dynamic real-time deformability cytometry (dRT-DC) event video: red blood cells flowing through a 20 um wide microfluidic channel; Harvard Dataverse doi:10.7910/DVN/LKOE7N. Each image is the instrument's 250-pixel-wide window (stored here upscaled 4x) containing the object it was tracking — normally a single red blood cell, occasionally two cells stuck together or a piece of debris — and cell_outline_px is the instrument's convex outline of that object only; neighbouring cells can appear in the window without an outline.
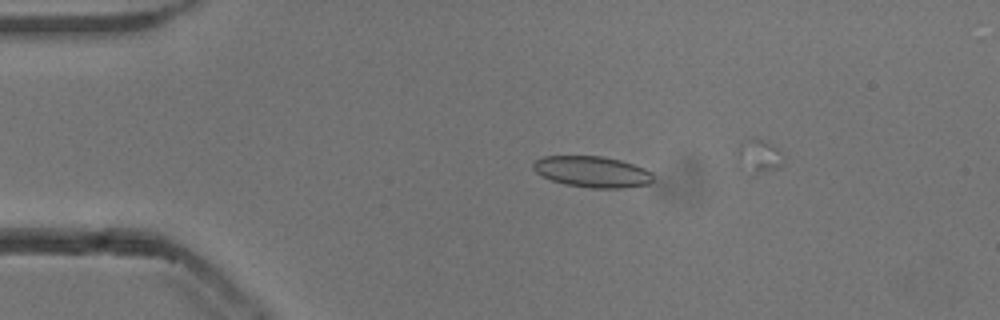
{"species": "common noctule bat (a hibernating species)", "species_latin": "Nyctalus noctula", "temperature_condition": "cold", "stored_images_in_passage": 16, "camera_frame_rate_fps": 3000, "um_per_image_px": 0.085, "animal": {"sex": "male", "body_mass_g": 13.3}, "frame": {"image": 1, "passage_image": 12, "time_ms": 3.667, "image_size_px": [1000, 320], "cell_outline_px": [[652, 180], [648, 184], [624, 188], [592, 188], [564, 184], [552, 180], [536, 172], [532, 168], [532, 164], [536, 160], [544, 156], [604, 156], [620, 160], [644, 168], [652, 172]], "centroid_in_image_um": [50.34, 14.59], "position_along_channel_um": 34.7, "area_um2": 21.68}}